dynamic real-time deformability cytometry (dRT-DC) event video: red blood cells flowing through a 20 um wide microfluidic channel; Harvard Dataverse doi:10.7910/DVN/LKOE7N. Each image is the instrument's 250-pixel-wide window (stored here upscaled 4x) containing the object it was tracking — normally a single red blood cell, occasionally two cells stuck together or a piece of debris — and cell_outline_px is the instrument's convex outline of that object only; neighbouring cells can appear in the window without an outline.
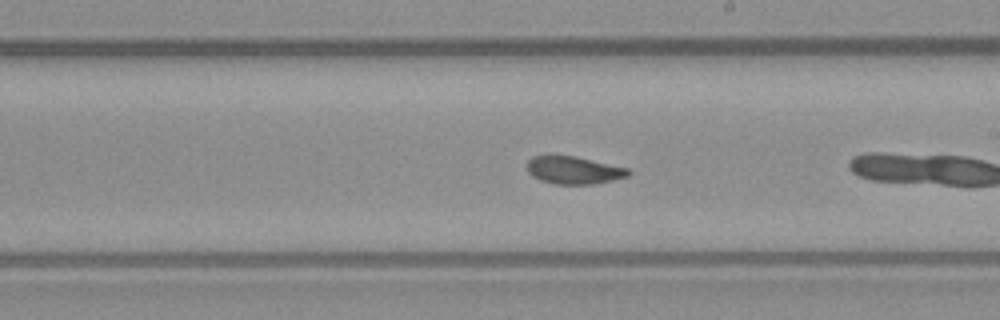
{"species": "common noctule bat (a hibernating species)", "species_latin": "Nyctalus noctula", "temperature_condition": "warm", "stored_images_in_passage": 16, "segment_of_instrument_passage": [2, 2], "camera_frame_rate_fps": 3000, "um_per_image_px": 0.085, "animal": {"sex": "male", "body_mass_g": 23.1, "forearm_length_mm": 52.7}, "frame": {"image": 1, "passage_image": 15, "time_ms": 4.667, "image_size_px": [1000, 320], "cell_outline_px": [[632, 172], [628, 176], [612, 180], [592, 184], [556, 184], [540, 180], [532, 176], [528, 172], [528, 160], [532, 156], [576, 156], [628, 168]], "centroid_in_image_um": [48.78, 14.47], "position_along_channel_um": 240.2, "area_um2": 16.18}}